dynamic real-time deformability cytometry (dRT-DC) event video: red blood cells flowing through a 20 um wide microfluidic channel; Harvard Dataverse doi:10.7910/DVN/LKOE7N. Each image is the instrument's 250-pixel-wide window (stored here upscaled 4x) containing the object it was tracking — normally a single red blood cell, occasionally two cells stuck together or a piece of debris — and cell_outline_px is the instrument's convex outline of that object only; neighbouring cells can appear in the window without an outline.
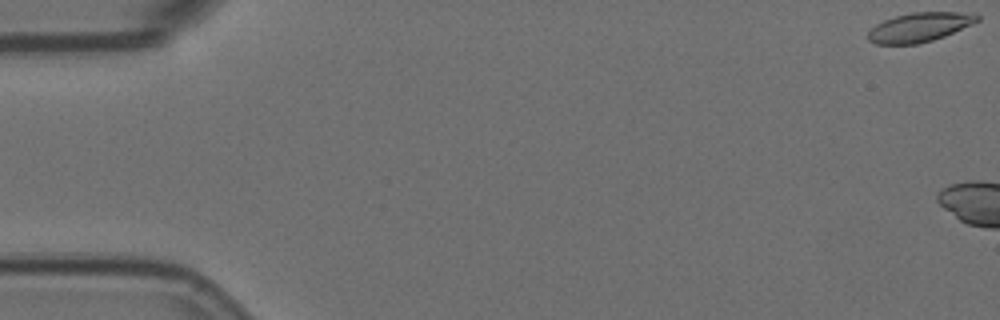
{"species": "Egyptian fruit bat (a non-hibernating species)", "species_latin": "Rousettus aegyptiacus", "temperature_condition": "room temperature", "stored_images_in_passage": 6, "camera_frame_rate_fps": 3000, "um_per_image_px": 0.085, "animal": {"sex": "female"}, "frame": {"image": 1, "passage_image": 1, "time_ms": 0.0, "image_size_px": [1000, 320], "cell_outline_px": [[980, 20], [972, 24], [944, 36], [932, 40], [916, 44], [876, 44], [868, 40], [868, 32], [876, 24], [884, 20], [896, 16], [912, 12], [960, 12], [980, 16]], "centroid_in_image_um": [78.14, 2.31], "position_along_channel_um": 6.9, "area_um2": 18.38}}